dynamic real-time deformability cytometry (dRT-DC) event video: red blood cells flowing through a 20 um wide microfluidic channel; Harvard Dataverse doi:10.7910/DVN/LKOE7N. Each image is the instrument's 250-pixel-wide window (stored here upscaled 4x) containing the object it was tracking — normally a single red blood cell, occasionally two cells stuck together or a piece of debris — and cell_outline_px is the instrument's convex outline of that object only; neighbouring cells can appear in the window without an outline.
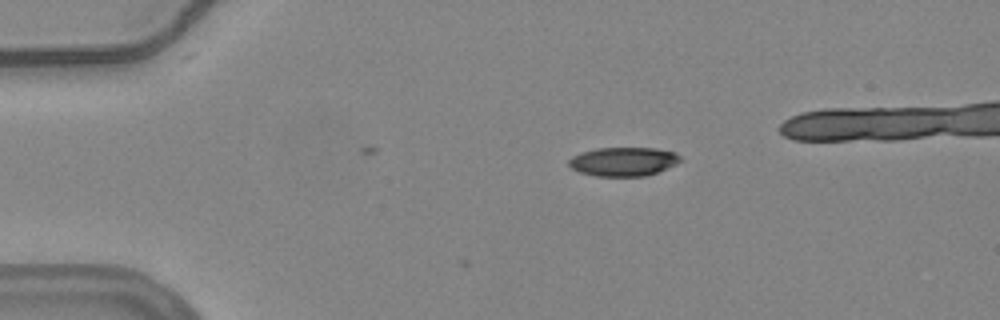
{"species": "common noctule bat (a hibernating species)", "species_latin": "Nyctalus noctula", "temperature_condition": "warm", "stored_images_in_passage": 4, "camera_frame_rate_fps": 3000, "um_per_image_px": 0.085, "animal": {"sex": "female", "body_mass_g": 24.6, "forearm_length_mm": 56.2}, "frame": {"image": 1, "passage_image": 1, "time_ms": 0.0, "image_size_px": [1000, 320], "cell_outline_px": [[680, 160], [676, 164], [656, 172], [644, 176], [596, 176], [580, 172], [572, 168], [568, 164], [568, 160], [572, 156], [580, 152], [596, 148], [656, 148], [676, 152], [680, 156]], "centroid_in_image_um": [52.96, 13.72], "position_along_channel_um": 32.0, "area_um2": 18.73}}